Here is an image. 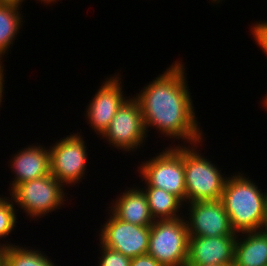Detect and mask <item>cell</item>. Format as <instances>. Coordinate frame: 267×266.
<instances>
[{"label": "cell", "mask_w": 267, "mask_h": 266, "mask_svg": "<svg viewBox=\"0 0 267 266\" xmlns=\"http://www.w3.org/2000/svg\"><path fill=\"white\" fill-rule=\"evenodd\" d=\"M24 244L3 248L2 266H56L51 256H47L43 248L25 247Z\"/></svg>", "instance_id": "obj_18"}, {"label": "cell", "mask_w": 267, "mask_h": 266, "mask_svg": "<svg viewBox=\"0 0 267 266\" xmlns=\"http://www.w3.org/2000/svg\"><path fill=\"white\" fill-rule=\"evenodd\" d=\"M97 249L100 252L98 257L97 265L98 266H130L131 259L128 256L123 255L119 251L105 247L100 242H98Z\"/></svg>", "instance_id": "obj_20"}, {"label": "cell", "mask_w": 267, "mask_h": 266, "mask_svg": "<svg viewBox=\"0 0 267 266\" xmlns=\"http://www.w3.org/2000/svg\"><path fill=\"white\" fill-rule=\"evenodd\" d=\"M108 214L103 225L99 226L96 237L105 247L119 251L130 258L147 254L149 249L150 226L134 225L115 217L107 208ZM105 222V223H104Z\"/></svg>", "instance_id": "obj_10"}, {"label": "cell", "mask_w": 267, "mask_h": 266, "mask_svg": "<svg viewBox=\"0 0 267 266\" xmlns=\"http://www.w3.org/2000/svg\"><path fill=\"white\" fill-rule=\"evenodd\" d=\"M36 1H38V3L41 2V4H43L44 6L46 5V7L47 6L50 7V5L53 6V4L57 3L58 1L60 2L62 0H36Z\"/></svg>", "instance_id": "obj_25"}, {"label": "cell", "mask_w": 267, "mask_h": 266, "mask_svg": "<svg viewBox=\"0 0 267 266\" xmlns=\"http://www.w3.org/2000/svg\"><path fill=\"white\" fill-rule=\"evenodd\" d=\"M262 103L263 109L267 112V93L264 95L263 99L260 101Z\"/></svg>", "instance_id": "obj_27"}, {"label": "cell", "mask_w": 267, "mask_h": 266, "mask_svg": "<svg viewBox=\"0 0 267 266\" xmlns=\"http://www.w3.org/2000/svg\"><path fill=\"white\" fill-rule=\"evenodd\" d=\"M250 33L252 35L255 45L259 46V50H262V53L267 58V20L254 21L250 26Z\"/></svg>", "instance_id": "obj_21"}, {"label": "cell", "mask_w": 267, "mask_h": 266, "mask_svg": "<svg viewBox=\"0 0 267 266\" xmlns=\"http://www.w3.org/2000/svg\"><path fill=\"white\" fill-rule=\"evenodd\" d=\"M237 236H189L186 266L233 265Z\"/></svg>", "instance_id": "obj_12"}, {"label": "cell", "mask_w": 267, "mask_h": 266, "mask_svg": "<svg viewBox=\"0 0 267 266\" xmlns=\"http://www.w3.org/2000/svg\"><path fill=\"white\" fill-rule=\"evenodd\" d=\"M257 184L243 171H233L231 176L228 175L221 201L237 234L261 229L267 189L262 190Z\"/></svg>", "instance_id": "obj_2"}, {"label": "cell", "mask_w": 267, "mask_h": 266, "mask_svg": "<svg viewBox=\"0 0 267 266\" xmlns=\"http://www.w3.org/2000/svg\"><path fill=\"white\" fill-rule=\"evenodd\" d=\"M22 7L16 3L0 2V58L4 62L6 55L11 54L9 51L13 48L15 40L18 39L17 36L23 31L25 17L21 11Z\"/></svg>", "instance_id": "obj_16"}, {"label": "cell", "mask_w": 267, "mask_h": 266, "mask_svg": "<svg viewBox=\"0 0 267 266\" xmlns=\"http://www.w3.org/2000/svg\"><path fill=\"white\" fill-rule=\"evenodd\" d=\"M188 242L184 217L155 220L150 226L148 254L162 266H186Z\"/></svg>", "instance_id": "obj_8"}, {"label": "cell", "mask_w": 267, "mask_h": 266, "mask_svg": "<svg viewBox=\"0 0 267 266\" xmlns=\"http://www.w3.org/2000/svg\"><path fill=\"white\" fill-rule=\"evenodd\" d=\"M122 73L116 72L114 75H108L100 83L99 89L95 91V95L87 102L85 106L84 116L87 119L85 122L90 131L99 138L108 128L114 115L123 105V103L131 96L127 97L123 88Z\"/></svg>", "instance_id": "obj_9"}, {"label": "cell", "mask_w": 267, "mask_h": 266, "mask_svg": "<svg viewBox=\"0 0 267 266\" xmlns=\"http://www.w3.org/2000/svg\"><path fill=\"white\" fill-rule=\"evenodd\" d=\"M223 1H226V0H211V2H210V0H209V3H211V6L213 5L214 7H217V6H215V5H218V4H222V2ZM213 3V4H212ZM215 4V5H214Z\"/></svg>", "instance_id": "obj_28"}, {"label": "cell", "mask_w": 267, "mask_h": 266, "mask_svg": "<svg viewBox=\"0 0 267 266\" xmlns=\"http://www.w3.org/2000/svg\"><path fill=\"white\" fill-rule=\"evenodd\" d=\"M4 197H5V195H4V194H1V195H0V201H1Z\"/></svg>", "instance_id": "obj_32"}, {"label": "cell", "mask_w": 267, "mask_h": 266, "mask_svg": "<svg viewBox=\"0 0 267 266\" xmlns=\"http://www.w3.org/2000/svg\"><path fill=\"white\" fill-rule=\"evenodd\" d=\"M205 141L184 145L186 203L221 199L229 175L201 152Z\"/></svg>", "instance_id": "obj_3"}, {"label": "cell", "mask_w": 267, "mask_h": 266, "mask_svg": "<svg viewBox=\"0 0 267 266\" xmlns=\"http://www.w3.org/2000/svg\"><path fill=\"white\" fill-rule=\"evenodd\" d=\"M233 266H267V235L261 230L238 233Z\"/></svg>", "instance_id": "obj_15"}, {"label": "cell", "mask_w": 267, "mask_h": 266, "mask_svg": "<svg viewBox=\"0 0 267 266\" xmlns=\"http://www.w3.org/2000/svg\"><path fill=\"white\" fill-rule=\"evenodd\" d=\"M184 213L189 236L238 235L232 229L221 199L186 203L184 204Z\"/></svg>", "instance_id": "obj_11"}, {"label": "cell", "mask_w": 267, "mask_h": 266, "mask_svg": "<svg viewBox=\"0 0 267 266\" xmlns=\"http://www.w3.org/2000/svg\"><path fill=\"white\" fill-rule=\"evenodd\" d=\"M130 266H162L155 258L148 253L133 257Z\"/></svg>", "instance_id": "obj_22"}, {"label": "cell", "mask_w": 267, "mask_h": 266, "mask_svg": "<svg viewBox=\"0 0 267 266\" xmlns=\"http://www.w3.org/2000/svg\"><path fill=\"white\" fill-rule=\"evenodd\" d=\"M139 187L146 195L149 212L154 221L184 217V203L177 196L161 188Z\"/></svg>", "instance_id": "obj_17"}, {"label": "cell", "mask_w": 267, "mask_h": 266, "mask_svg": "<svg viewBox=\"0 0 267 266\" xmlns=\"http://www.w3.org/2000/svg\"><path fill=\"white\" fill-rule=\"evenodd\" d=\"M260 230L267 235V200H266V206H265L264 220H263V224Z\"/></svg>", "instance_id": "obj_24"}, {"label": "cell", "mask_w": 267, "mask_h": 266, "mask_svg": "<svg viewBox=\"0 0 267 266\" xmlns=\"http://www.w3.org/2000/svg\"><path fill=\"white\" fill-rule=\"evenodd\" d=\"M66 190V187L50 174L14 185L7 194L11 196L16 208L18 207V213L20 209L31 222L50 217L52 212L56 213V210L58 212L62 207L65 208L64 205L71 201V197L67 196L69 191Z\"/></svg>", "instance_id": "obj_4"}, {"label": "cell", "mask_w": 267, "mask_h": 266, "mask_svg": "<svg viewBox=\"0 0 267 266\" xmlns=\"http://www.w3.org/2000/svg\"><path fill=\"white\" fill-rule=\"evenodd\" d=\"M132 185V187H131ZM126 186L106 208L118 219L134 225L151 226L154 219L149 212V206L144 191L137 185Z\"/></svg>", "instance_id": "obj_14"}, {"label": "cell", "mask_w": 267, "mask_h": 266, "mask_svg": "<svg viewBox=\"0 0 267 266\" xmlns=\"http://www.w3.org/2000/svg\"><path fill=\"white\" fill-rule=\"evenodd\" d=\"M160 149L155 156L153 154L147 160L138 161L139 166L136 171L142 180L136 185L161 188L186 204L184 146H167Z\"/></svg>", "instance_id": "obj_5"}, {"label": "cell", "mask_w": 267, "mask_h": 266, "mask_svg": "<svg viewBox=\"0 0 267 266\" xmlns=\"http://www.w3.org/2000/svg\"><path fill=\"white\" fill-rule=\"evenodd\" d=\"M2 255H3V248L0 247V266H2Z\"/></svg>", "instance_id": "obj_30"}, {"label": "cell", "mask_w": 267, "mask_h": 266, "mask_svg": "<svg viewBox=\"0 0 267 266\" xmlns=\"http://www.w3.org/2000/svg\"><path fill=\"white\" fill-rule=\"evenodd\" d=\"M27 146L18 149L15 154L11 155V159L8 160V168H12L10 173L14 177L11 178L12 180L7 191L14 185L51 174L50 150L48 146L46 147L40 142L38 144L36 141L35 144L30 143Z\"/></svg>", "instance_id": "obj_13"}, {"label": "cell", "mask_w": 267, "mask_h": 266, "mask_svg": "<svg viewBox=\"0 0 267 266\" xmlns=\"http://www.w3.org/2000/svg\"><path fill=\"white\" fill-rule=\"evenodd\" d=\"M139 101L130 96L114 115L108 128L99 137L109 147L124 155H136L148 142ZM106 140V141H105ZM121 150V151H120ZM135 152V153H134Z\"/></svg>", "instance_id": "obj_7"}, {"label": "cell", "mask_w": 267, "mask_h": 266, "mask_svg": "<svg viewBox=\"0 0 267 266\" xmlns=\"http://www.w3.org/2000/svg\"><path fill=\"white\" fill-rule=\"evenodd\" d=\"M26 0H0V2H5V3H16L19 5H24L23 3H25Z\"/></svg>", "instance_id": "obj_26"}, {"label": "cell", "mask_w": 267, "mask_h": 266, "mask_svg": "<svg viewBox=\"0 0 267 266\" xmlns=\"http://www.w3.org/2000/svg\"><path fill=\"white\" fill-rule=\"evenodd\" d=\"M4 61L0 58V73L5 69Z\"/></svg>", "instance_id": "obj_29"}, {"label": "cell", "mask_w": 267, "mask_h": 266, "mask_svg": "<svg viewBox=\"0 0 267 266\" xmlns=\"http://www.w3.org/2000/svg\"><path fill=\"white\" fill-rule=\"evenodd\" d=\"M17 212H18L17 208L13 204L12 199L10 198V196L6 195L0 201V247L2 248H6L8 246L19 244L15 242L12 243L10 239L8 238L9 236H11L12 232L16 230V227H18L16 226L18 223L17 218L19 216V215H16L18 214Z\"/></svg>", "instance_id": "obj_19"}, {"label": "cell", "mask_w": 267, "mask_h": 266, "mask_svg": "<svg viewBox=\"0 0 267 266\" xmlns=\"http://www.w3.org/2000/svg\"><path fill=\"white\" fill-rule=\"evenodd\" d=\"M181 61L176 59L133 95L140 103L147 135L153 128L161 135L157 139L170 140L168 146L192 145L206 140L188 86L187 67Z\"/></svg>", "instance_id": "obj_1"}, {"label": "cell", "mask_w": 267, "mask_h": 266, "mask_svg": "<svg viewBox=\"0 0 267 266\" xmlns=\"http://www.w3.org/2000/svg\"><path fill=\"white\" fill-rule=\"evenodd\" d=\"M201 266H233V265H201Z\"/></svg>", "instance_id": "obj_31"}, {"label": "cell", "mask_w": 267, "mask_h": 266, "mask_svg": "<svg viewBox=\"0 0 267 266\" xmlns=\"http://www.w3.org/2000/svg\"><path fill=\"white\" fill-rule=\"evenodd\" d=\"M6 72V69H4L1 73H0V107H2L3 103L4 102V94H5V89H6V86H5V72ZM1 109V108H0Z\"/></svg>", "instance_id": "obj_23"}, {"label": "cell", "mask_w": 267, "mask_h": 266, "mask_svg": "<svg viewBox=\"0 0 267 266\" xmlns=\"http://www.w3.org/2000/svg\"><path fill=\"white\" fill-rule=\"evenodd\" d=\"M69 133L63 138L54 141L50 150V172L61 184L69 190L79 187L83 179H87L88 154L87 143L81 133ZM85 140V141H84ZM86 175V176H85ZM86 177V178H85ZM76 185V186H75Z\"/></svg>", "instance_id": "obj_6"}]
</instances>
